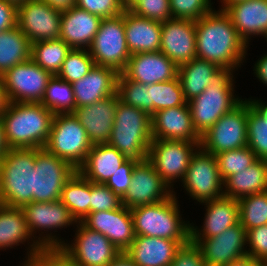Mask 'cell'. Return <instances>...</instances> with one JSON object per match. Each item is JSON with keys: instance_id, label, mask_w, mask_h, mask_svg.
Wrapping results in <instances>:
<instances>
[{"instance_id": "f907efd6", "label": "cell", "mask_w": 267, "mask_h": 266, "mask_svg": "<svg viewBox=\"0 0 267 266\" xmlns=\"http://www.w3.org/2000/svg\"><path fill=\"white\" fill-rule=\"evenodd\" d=\"M137 162L138 160L136 159L128 158L119 167L118 171L110 177L105 185L122 198L131 184L132 171Z\"/></svg>"}, {"instance_id": "9f6ffc18", "label": "cell", "mask_w": 267, "mask_h": 266, "mask_svg": "<svg viewBox=\"0 0 267 266\" xmlns=\"http://www.w3.org/2000/svg\"><path fill=\"white\" fill-rule=\"evenodd\" d=\"M250 103L251 107L267 122V101L262 100V98L258 99V97H250L246 98Z\"/></svg>"}, {"instance_id": "ba28073f", "label": "cell", "mask_w": 267, "mask_h": 266, "mask_svg": "<svg viewBox=\"0 0 267 266\" xmlns=\"http://www.w3.org/2000/svg\"><path fill=\"white\" fill-rule=\"evenodd\" d=\"M93 146L87 131L73 113L54 115L49 138L44 148L78 169Z\"/></svg>"}, {"instance_id": "ab89813d", "label": "cell", "mask_w": 267, "mask_h": 266, "mask_svg": "<svg viewBox=\"0 0 267 266\" xmlns=\"http://www.w3.org/2000/svg\"><path fill=\"white\" fill-rule=\"evenodd\" d=\"M94 65L88 49H71L57 76L72 84L88 74Z\"/></svg>"}, {"instance_id": "e0dca14e", "label": "cell", "mask_w": 267, "mask_h": 266, "mask_svg": "<svg viewBox=\"0 0 267 266\" xmlns=\"http://www.w3.org/2000/svg\"><path fill=\"white\" fill-rule=\"evenodd\" d=\"M201 250L207 266H226L247 257L246 230L238 222L211 238H190Z\"/></svg>"}, {"instance_id": "83f0119b", "label": "cell", "mask_w": 267, "mask_h": 266, "mask_svg": "<svg viewBox=\"0 0 267 266\" xmlns=\"http://www.w3.org/2000/svg\"><path fill=\"white\" fill-rule=\"evenodd\" d=\"M102 18L77 6L62 12L59 39L71 49H89Z\"/></svg>"}, {"instance_id": "9a60e30c", "label": "cell", "mask_w": 267, "mask_h": 266, "mask_svg": "<svg viewBox=\"0 0 267 266\" xmlns=\"http://www.w3.org/2000/svg\"><path fill=\"white\" fill-rule=\"evenodd\" d=\"M52 76L30 58L7 70L1 77L9 102L41 103Z\"/></svg>"}, {"instance_id": "7c38bea8", "label": "cell", "mask_w": 267, "mask_h": 266, "mask_svg": "<svg viewBox=\"0 0 267 266\" xmlns=\"http://www.w3.org/2000/svg\"><path fill=\"white\" fill-rule=\"evenodd\" d=\"M88 50L95 65L114 68L118 73L126 68L131 54L125 36L124 11L112 18H102Z\"/></svg>"}, {"instance_id": "be15d7a7", "label": "cell", "mask_w": 267, "mask_h": 266, "mask_svg": "<svg viewBox=\"0 0 267 266\" xmlns=\"http://www.w3.org/2000/svg\"><path fill=\"white\" fill-rule=\"evenodd\" d=\"M139 0H120L121 5L124 10H129L132 6H134Z\"/></svg>"}, {"instance_id": "681fc988", "label": "cell", "mask_w": 267, "mask_h": 266, "mask_svg": "<svg viewBox=\"0 0 267 266\" xmlns=\"http://www.w3.org/2000/svg\"><path fill=\"white\" fill-rule=\"evenodd\" d=\"M76 6L101 18H112L124 11L120 0H77Z\"/></svg>"}, {"instance_id": "680465c9", "label": "cell", "mask_w": 267, "mask_h": 266, "mask_svg": "<svg viewBox=\"0 0 267 266\" xmlns=\"http://www.w3.org/2000/svg\"><path fill=\"white\" fill-rule=\"evenodd\" d=\"M9 149L10 148L8 147V143L5 136L3 120L0 117V161L4 158Z\"/></svg>"}, {"instance_id": "cb8c5ba5", "label": "cell", "mask_w": 267, "mask_h": 266, "mask_svg": "<svg viewBox=\"0 0 267 266\" xmlns=\"http://www.w3.org/2000/svg\"><path fill=\"white\" fill-rule=\"evenodd\" d=\"M20 244L27 249L17 266H25L42 247L30 235L22 209L0 204V251L16 249Z\"/></svg>"}, {"instance_id": "5bb4252c", "label": "cell", "mask_w": 267, "mask_h": 266, "mask_svg": "<svg viewBox=\"0 0 267 266\" xmlns=\"http://www.w3.org/2000/svg\"><path fill=\"white\" fill-rule=\"evenodd\" d=\"M33 202L60 200L67 180L77 171L68 161L45 148H36Z\"/></svg>"}, {"instance_id": "db71d44e", "label": "cell", "mask_w": 267, "mask_h": 266, "mask_svg": "<svg viewBox=\"0 0 267 266\" xmlns=\"http://www.w3.org/2000/svg\"><path fill=\"white\" fill-rule=\"evenodd\" d=\"M252 65L253 75L259 80V82L267 87V52L263 53Z\"/></svg>"}, {"instance_id": "d590c367", "label": "cell", "mask_w": 267, "mask_h": 266, "mask_svg": "<svg viewBox=\"0 0 267 266\" xmlns=\"http://www.w3.org/2000/svg\"><path fill=\"white\" fill-rule=\"evenodd\" d=\"M70 50L62 39L33 42L30 58L42 69L57 75Z\"/></svg>"}, {"instance_id": "f546056e", "label": "cell", "mask_w": 267, "mask_h": 266, "mask_svg": "<svg viewBox=\"0 0 267 266\" xmlns=\"http://www.w3.org/2000/svg\"><path fill=\"white\" fill-rule=\"evenodd\" d=\"M124 26L131 55L160 51L162 23L124 10Z\"/></svg>"}, {"instance_id": "d4e9b609", "label": "cell", "mask_w": 267, "mask_h": 266, "mask_svg": "<svg viewBox=\"0 0 267 266\" xmlns=\"http://www.w3.org/2000/svg\"><path fill=\"white\" fill-rule=\"evenodd\" d=\"M224 11L231 18L240 38L250 46L253 38L267 33V0H245L228 5ZM255 36V37H254Z\"/></svg>"}, {"instance_id": "c3c4849f", "label": "cell", "mask_w": 267, "mask_h": 266, "mask_svg": "<svg viewBox=\"0 0 267 266\" xmlns=\"http://www.w3.org/2000/svg\"><path fill=\"white\" fill-rule=\"evenodd\" d=\"M247 257L262 262L267 258V224L246 231Z\"/></svg>"}, {"instance_id": "ffe728a7", "label": "cell", "mask_w": 267, "mask_h": 266, "mask_svg": "<svg viewBox=\"0 0 267 266\" xmlns=\"http://www.w3.org/2000/svg\"><path fill=\"white\" fill-rule=\"evenodd\" d=\"M82 223L102 233L121 252H125L136 237L131 211L123 205L114 210L90 213Z\"/></svg>"}, {"instance_id": "1f68e13d", "label": "cell", "mask_w": 267, "mask_h": 266, "mask_svg": "<svg viewBox=\"0 0 267 266\" xmlns=\"http://www.w3.org/2000/svg\"><path fill=\"white\" fill-rule=\"evenodd\" d=\"M267 191V160L257 159L249 168L230 175L223 181V194L239 200Z\"/></svg>"}, {"instance_id": "7dc6e473", "label": "cell", "mask_w": 267, "mask_h": 266, "mask_svg": "<svg viewBox=\"0 0 267 266\" xmlns=\"http://www.w3.org/2000/svg\"><path fill=\"white\" fill-rule=\"evenodd\" d=\"M25 266H74L70 257L60 248H41Z\"/></svg>"}, {"instance_id": "03108f58", "label": "cell", "mask_w": 267, "mask_h": 266, "mask_svg": "<svg viewBox=\"0 0 267 266\" xmlns=\"http://www.w3.org/2000/svg\"><path fill=\"white\" fill-rule=\"evenodd\" d=\"M261 265H262V266H267V258L264 259V260L261 262Z\"/></svg>"}, {"instance_id": "e7e4bbea", "label": "cell", "mask_w": 267, "mask_h": 266, "mask_svg": "<svg viewBox=\"0 0 267 266\" xmlns=\"http://www.w3.org/2000/svg\"><path fill=\"white\" fill-rule=\"evenodd\" d=\"M11 4H14L16 7H18L19 5H21L22 3H25L28 0H5Z\"/></svg>"}, {"instance_id": "52a82bcc", "label": "cell", "mask_w": 267, "mask_h": 266, "mask_svg": "<svg viewBox=\"0 0 267 266\" xmlns=\"http://www.w3.org/2000/svg\"><path fill=\"white\" fill-rule=\"evenodd\" d=\"M21 209L30 235L42 248L61 247L66 240L61 238L58 230L61 232L71 227L75 229L78 223L60 200L31 202Z\"/></svg>"}, {"instance_id": "836d02e7", "label": "cell", "mask_w": 267, "mask_h": 266, "mask_svg": "<svg viewBox=\"0 0 267 266\" xmlns=\"http://www.w3.org/2000/svg\"><path fill=\"white\" fill-rule=\"evenodd\" d=\"M90 196L91 181L77 170L63 186L60 201L77 222H82L90 214Z\"/></svg>"}, {"instance_id": "5b68a950", "label": "cell", "mask_w": 267, "mask_h": 266, "mask_svg": "<svg viewBox=\"0 0 267 266\" xmlns=\"http://www.w3.org/2000/svg\"><path fill=\"white\" fill-rule=\"evenodd\" d=\"M152 140L151 116L119 100L107 144L127 158L142 161L147 159Z\"/></svg>"}, {"instance_id": "3957f363", "label": "cell", "mask_w": 267, "mask_h": 266, "mask_svg": "<svg viewBox=\"0 0 267 266\" xmlns=\"http://www.w3.org/2000/svg\"><path fill=\"white\" fill-rule=\"evenodd\" d=\"M176 194L177 190H173L166 200L130 209L136 236L190 240V220L182 216Z\"/></svg>"}, {"instance_id": "603a6c76", "label": "cell", "mask_w": 267, "mask_h": 266, "mask_svg": "<svg viewBox=\"0 0 267 266\" xmlns=\"http://www.w3.org/2000/svg\"><path fill=\"white\" fill-rule=\"evenodd\" d=\"M151 120L153 139L201 142V136L193 126L187 102L159 110L151 116Z\"/></svg>"}, {"instance_id": "94428289", "label": "cell", "mask_w": 267, "mask_h": 266, "mask_svg": "<svg viewBox=\"0 0 267 266\" xmlns=\"http://www.w3.org/2000/svg\"><path fill=\"white\" fill-rule=\"evenodd\" d=\"M226 266H262L260 261L254 260L251 257H245L238 261L229 263Z\"/></svg>"}, {"instance_id": "44dd1931", "label": "cell", "mask_w": 267, "mask_h": 266, "mask_svg": "<svg viewBox=\"0 0 267 266\" xmlns=\"http://www.w3.org/2000/svg\"><path fill=\"white\" fill-rule=\"evenodd\" d=\"M122 73L130 80L151 85L178 76V66L160 51L131 55Z\"/></svg>"}, {"instance_id": "6da1fadb", "label": "cell", "mask_w": 267, "mask_h": 266, "mask_svg": "<svg viewBox=\"0 0 267 266\" xmlns=\"http://www.w3.org/2000/svg\"><path fill=\"white\" fill-rule=\"evenodd\" d=\"M196 24V57L224 71L238 72L246 64L249 46L240 38L229 15L222 9L207 13Z\"/></svg>"}, {"instance_id": "7bdbcfd3", "label": "cell", "mask_w": 267, "mask_h": 266, "mask_svg": "<svg viewBox=\"0 0 267 266\" xmlns=\"http://www.w3.org/2000/svg\"><path fill=\"white\" fill-rule=\"evenodd\" d=\"M247 146L258 159L267 160V122L252 107L247 117Z\"/></svg>"}, {"instance_id": "8fae6325", "label": "cell", "mask_w": 267, "mask_h": 266, "mask_svg": "<svg viewBox=\"0 0 267 266\" xmlns=\"http://www.w3.org/2000/svg\"><path fill=\"white\" fill-rule=\"evenodd\" d=\"M250 108V103L243 98L237 106L201 135L200 147L216 155L247 146V117Z\"/></svg>"}, {"instance_id": "f5cc1de1", "label": "cell", "mask_w": 267, "mask_h": 266, "mask_svg": "<svg viewBox=\"0 0 267 266\" xmlns=\"http://www.w3.org/2000/svg\"><path fill=\"white\" fill-rule=\"evenodd\" d=\"M17 26V7L5 0H0V32Z\"/></svg>"}, {"instance_id": "f1b7e54d", "label": "cell", "mask_w": 267, "mask_h": 266, "mask_svg": "<svg viewBox=\"0 0 267 266\" xmlns=\"http://www.w3.org/2000/svg\"><path fill=\"white\" fill-rule=\"evenodd\" d=\"M188 241L136 236L125 252L137 266H170L177 249Z\"/></svg>"}, {"instance_id": "ee69618b", "label": "cell", "mask_w": 267, "mask_h": 266, "mask_svg": "<svg viewBox=\"0 0 267 266\" xmlns=\"http://www.w3.org/2000/svg\"><path fill=\"white\" fill-rule=\"evenodd\" d=\"M212 0H170L172 18L199 20L214 10Z\"/></svg>"}, {"instance_id": "4fadbf2b", "label": "cell", "mask_w": 267, "mask_h": 266, "mask_svg": "<svg viewBox=\"0 0 267 266\" xmlns=\"http://www.w3.org/2000/svg\"><path fill=\"white\" fill-rule=\"evenodd\" d=\"M71 241L60 247L71 259L74 266H107L119 254L111 241L98 231L78 222Z\"/></svg>"}, {"instance_id": "7a4b0ae2", "label": "cell", "mask_w": 267, "mask_h": 266, "mask_svg": "<svg viewBox=\"0 0 267 266\" xmlns=\"http://www.w3.org/2000/svg\"><path fill=\"white\" fill-rule=\"evenodd\" d=\"M54 113L41 103L10 102L0 116L10 149L44 148Z\"/></svg>"}, {"instance_id": "9c48e42d", "label": "cell", "mask_w": 267, "mask_h": 266, "mask_svg": "<svg viewBox=\"0 0 267 266\" xmlns=\"http://www.w3.org/2000/svg\"><path fill=\"white\" fill-rule=\"evenodd\" d=\"M180 184L183 187V192L189 197V201L191 198L193 201L195 200L196 204L224 196L223 180L219 173L217 158L201 147L192 155Z\"/></svg>"}, {"instance_id": "ac0fdd59", "label": "cell", "mask_w": 267, "mask_h": 266, "mask_svg": "<svg viewBox=\"0 0 267 266\" xmlns=\"http://www.w3.org/2000/svg\"><path fill=\"white\" fill-rule=\"evenodd\" d=\"M173 191L161 179L148 159L138 161L132 171V181L122 197V205L131 209L168 199Z\"/></svg>"}, {"instance_id": "6125c7cd", "label": "cell", "mask_w": 267, "mask_h": 266, "mask_svg": "<svg viewBox=\"0 0 267 266\" xmlns=\"http://www.w3.org/2000/svg\"><path fill=\"white\" fill-rule=\"evenodd\" d=\"M240 1H245V0H219V1L217 0V2H219L218 4H221V5H218L219 9H222V10H224L230 4L240 2Z\"/></svg>"}, {"instance_id": "4316f807", "label": "cell", "mask_w": 267, "mask_h": 266, "mask_svg": "<svg viewBox=\"0 0 267 266\" xmlns=\"http://www.w3.org/2000/svg\"><path fill=\"white\" fill-rule=\"evenodd\" d=\"M118 74L114 68L94 65L82 79L72 83L75 108L91 105L115 94Z\"/></svg>"}, {"instance_id": "f6af8a7d", "label": "cell", "mask_w": 267, "mask_h": 266, "mask_svg": "<svg viewBox=\"0 0 267 266\" xmlns=\"http://www.w3.org/2000/svg\"><path fill=\"white\" fill-rule=\"evenodd\" d=\"M129 11L160 23L172 18L170 0H139Z\"/></svg>"}, {"instance_id": "d6a6232c", "label": "cell", "mask_w": 267, "mask_h": 266, "mask_svg": "<svg viewBox=\"0 0 267 266\" xmlns=\"http://www.w3.org/2000/svg\"><path fill=\"white\" fill-rule=\"evenodd\" d=\"M223 71L216 64L197 57L178 67V78L185 100L188 102L203 93Z\"/></svg>"}, {"instance_id": "e575fe53", "label": "cell", "mask_w": 267, "mask_h": 266, "mask_svg": "<svg viewBox=\"0 0 267 266\" xmlns=\"http://www.w3.org/2000/svg\"><path fill=\"white\" fill-rule=\"evenodd\" d=\"M31 45L18 26L0 32V76L15 65L28 61L31 56Z\"/></svg>"}, {"instance_id": "11a10c76", "label": "cell", "mask_w": 267, "mask_h": 266, "mask_svg": "<svg viewBox=\"0 0 267 266\" xmlns=\"http://www.w3.org/2000/svg\"><path fill=\"white\" fill-rule=\"evenodd\" d=\"M51 6L53 9L65 12L76 6L77 0H41Z\"/></svg>"}, {"instance_id": "4dcf8cb0", "label": "cell", "mask_w": 267, "mask_h": 266, "mask_svg": "<svg viewBox=\"0 0 267 266\" xmlns=\"http://www.w3.org/2000/svg\"><path fill=\"white\" fill-rule=\"evenodd\" d=\"M128 158L107 143L93 144L77 169L87 180L105 184Z\"/></svg>"}, {"instance_id": "484cf974", "label": "cell", "mask_w": 267, "mask_h": 266, "mask_svg": "<svg viewBox=\"0 0 267 266\" xmlns=\"http://www.w3.org/2000/svg\"><path fill=\"white\" fill-rule=\"evenodd\" d=\"M200 205L205 208L203 224L197 226L190 223V238L215 237L239 222V205L236 199L223 196Z\"/></svg>"}, {"instance_id": "003e7915", "label": "cell", "mask_w": 267, "mask_h": 266, "mask_svg": "<svg viewBox=\"0 0 267 266\" xmlns=\"http://www.w3.org/2000/svg\"><path fill=\"white\" fill-rule=\"evenodd\" d=\"M263 38H264L265 41L267 42V33H266V35H265Z\"/></svg>"}, {"instance_id": "bcb514c9", "label": "cell", "mask_w": 267, "mask_h": 266, "mask_svg": "<svg viewBox=\"0 0 267 266\" xmlns=\"http://www.w3.org/2000/svg\"><path fill=\"white\" fill-rule=\"evenodd\" d=\"M90 213L118 209L122 198L103 183L91 182Z\"/></svg>"}, {"instance_id": "91938a15", "label": "cell", "mask_w": 267, "mask_h": 266, "mask_svg": "<svg viewBox=\"0 0 267 266\" xmlns=\"http://www.w3.org/2000/svg\"><path fill=\"white\" fill-rule=\"evenodd\" d=\"M9 99L7 97L4 82L2 77L0 76V116L3 114V112L6 110V108L9 105Z\"/></svg>"}, {"instance_id": "d6986e66", "label": "cell", "mask_w": 267, "mask_h": 266, "mask_svg": "<svg viewBox=\"0 0 267 266\" xmlns=\"http://www.w3.org/2000/svg\"><path fill=\"white\" fill-rule=\"evenodd\" d=\"M160 52L178 67L196 57V24L191 19L171 18L162 23Z\"/></svg>"}, {"instance_id": "74e56055", "label": "cell", "mask_w": 267, "mask_h": 266, "mask_svg": "<svg viewBox=\"0 0 267 266\" xmlns=\"http://www.w3.org/2000/svg\"><path fill=\"white\" fill-rule=\"evenodd\" d=\"M41 104L52 113H72L75 110L73 86L53 75L46 87Z\"/></svg>"}, {"instance_id": "6f0895ef", "label": "cell", "mask_w": 267, "mask_h": 266, "mask_svg": "<svg viewBox=\"0 0 267 266\" xmlns=\"http://www.w3.org/2000/svg\"><path fill=\"white\" fill-rule=\"evenodd\" d=\"M107 266H137L126 252L120 254L112 260Z\"/></svg>"}, {"instance_id": "f35d334b", "label": "cell", "mask_w": 267, "mask_h": 266, "mask_svg": "<svg viewBox=\"0 0 267 266\" xmlns=\"http://www.w3.org/2000/svg\"><path fill=\"white\" fill-rule=\"evenodd\" d=\"M239 222L247 231L267 224V191L240 198Z\"/></svg>"}, {"instance_id": "7402d4cb", "label": "cell", "mask_w": 267, "mask_h": 266, "mask_svg": "<svg viewBox=\"0 0 267 266\" xmlns=\"http://www.w3.org/2000/svg\"><path fill=\"white\" fill-rule=\"evenodd\" d=\"M119 100L116 92L91 105L77 107L72 112L87 131L92 144H104L109 141Z\"/></svg>"}, {"instance_id": "816d5d0a", "label": "cell", "mask_w": 267, "mask_h": 266, "mask_svg": "<svg viewBox=\"0 0 267 266\" xmlns=\"http://www.w3.org/2000/svg\"><path fill=\"white\" fill-rule=\"evenodd\" d=\"M170 266H207L199 246L189 240L182 244L174 256Z\"/></svg>"}, {"instance_id": "30bf717a", "label": "cell", "mask_w": 267, "mask_h": 266, "mask_svg": "<svg viewBox=\"0 0 267 266\" xmlns=\"http://www.w3.org/2000/svg\"><path fill=\"white\" fill-rule=\"evenodd\" d=\"M199 147L200 142L153 139L147 159L173 191L176 189L175 183L180 184L183 180L191 157Z\"/></svg>"}, {"instance_id": "277c9868", "label": "cell", "mask_w": 267, "mask_h": 266, "mask_svg": "<svg viewBox=\"0 0 267 266\" xmlns=\"http://www.w3.org/2000/svg\"><path fill=\"white\" fill-rule=\"evenodd\" d=\"M36 148L9 149L0 161V204L21 208L33 202Z\"/></svg>"}, {"instance_id": "b9f144b4", "label": "cell", "mask_w": 267, "mask_h": 266, "mask_svg": "<svg viewBox=\"0 0 267 266\" xmlns=\"http://www.w3.org/2000/svg\"><path fill=\"white\" fill-rule=\"evenodd\" d=\"M120 101L141 109L149 114L148 85L128 79L122 72L118 74L117 90Z\"/></svg>"}, {"instance_id": "8d00e7d4", "label": "cell", "mask_w": 267, "mask_h": 266, "mask_svg": "<svg viewBox=\"0 0 267 266\" xmlns=\"http://www.w3.org/2000/svg\"><path fill=\"white\" fill-rule=\"evenodd\" d=\"M148 92L150 116L159 110L181 106L187 102L178 76L166 82L148 85Z\"/></svg>"}, {"instance_id": "60d3db41", "label": "cell", "mask_w": 267, "mask_h": 266, "mask_svg": "<svg viewBox=\"0 0 267 266\" xmlns=\"http://www.w3.org/2000/svg\"><path fill=\"white\" fill-rule=\"evenodd\" d=\"M215 156L218 162L219 173L223 181L230 175H234L249 168V166L258 159L248 146L220 152Z\"/></svg>"}, {"instance_id": "2e32d148", "label": "cell", "mask_w": 267, "mask_h": 266, "mask_svg": "<svg viewBox=\"0 0 267 266\" xmlns=\"http://www.w3.org/2000/svg\"><path fill=\"white\" fill-rule=\"evenodd\" d=\"M61 15L41 0H28L17 7V26L31 43L59 39Z\"/></svg>"}, {"instance_id": "8992f818", "label": "cell", "mask_w": 267, "mask_h": 266, "mask_svg": "<svg viewBox=\"0 0 267 266\" xmlns=\"http://www.w3.org/2000/svg\"><path fill=\"white\" fill-rule=\"evenodd\" d=\"M235 73L223 71L203 93L187 102L193 126L200 136L243 100L236 95L235 75L238 73Z\"/></svg>"}]
</instances>
